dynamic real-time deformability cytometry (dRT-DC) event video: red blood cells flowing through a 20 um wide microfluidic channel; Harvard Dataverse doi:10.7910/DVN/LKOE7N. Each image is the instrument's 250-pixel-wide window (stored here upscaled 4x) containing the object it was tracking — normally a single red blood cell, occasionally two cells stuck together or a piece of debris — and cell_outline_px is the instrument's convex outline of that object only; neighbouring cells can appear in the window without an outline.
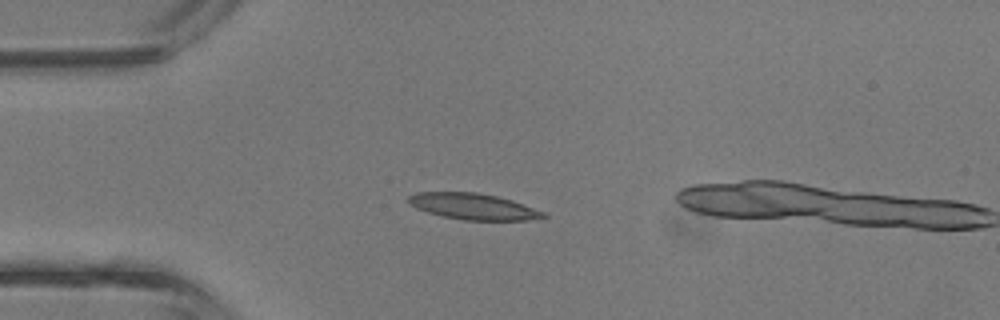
{"species": "common noctule bat (a hibernating species)", "species_latin": "Nyctalus noctula", "temperature_condition": "room temperature", "stored_images_in_passage": 3, "camera_frame_rate_fps": 3000, "um_per_image_px": 0.085, "animal": {"sex": "male", "body_mass_g": 13.3}, "frame": {"image": 1, "passage_image": 1, "time_ms": 0.0, "image_size_px": [1000, 320], "cell_outline_px": [[548, 216], [524, 220], [464, 220], [444, 216], [428, 212], [416, 208], [408, 204], [408, 196], [416, 192], [476, 192], [496, 196], [512, 200], [544, 212]], "centroid_in_image_um": [40.18, 17.54], "position_along_channel_um": 44.8, "area_um2": 20.35}}